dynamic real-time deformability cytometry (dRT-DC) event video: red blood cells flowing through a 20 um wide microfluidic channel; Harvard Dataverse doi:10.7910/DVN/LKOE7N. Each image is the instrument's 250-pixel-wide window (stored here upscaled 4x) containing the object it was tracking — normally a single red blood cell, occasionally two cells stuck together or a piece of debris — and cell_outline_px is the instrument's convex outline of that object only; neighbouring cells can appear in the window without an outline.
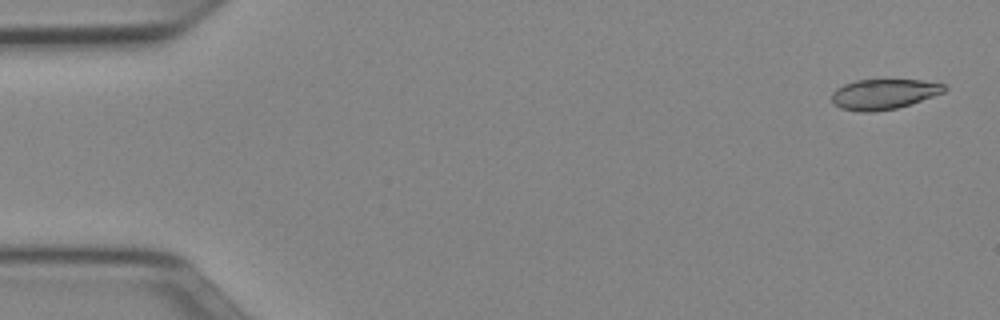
{"species": "Egyptian fruit bat (a non-hibernating species)", "species_latin": "Rousettus aegyptiacus", "temperature_condition": "cold", "stored_images_in_passage": 51, "camera_frame_rate_fps": 3000, "um_per_image_px": 0.085, "animal": {"sex": "female"}, "frame": {"image": 1, "passage_image": 2, "time_ms": 0.333, "image_size_px": [1000, 320], "cell_outline_px": [[948, 88], [944, 92], [896, 108], [872, 112], [860, 112], [840, 108], [832, 104], [832, 92], [836, 88], [844, 84], [856, 80], [920, 80], [944, 84]], "centroid_in_image_um": [75.07, 8.0], "position_along_channel_um": 9.9, "area_um2": 19.71}}
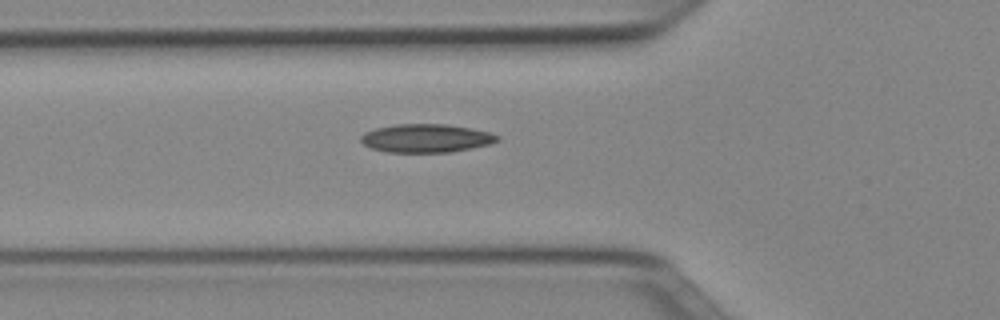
{"frame": {"image": 2, "passage_image": 18, "time_ms": 5.667, "image_size_px": [1000, 320], "cell_outline_px": [[500, 140], [488, 144], [472, 148], [448, 152], [388, 152], [372, 148], [364, 144], [360, 140], [360, 136], [364, 132], [376, 128], [396, 124], [448, 124], [472, 128], [488, 132], [500, 136]], "centroid_in_image_um": [36.22, 11.74], "position_along_channel_um": 89.6, "area_um2": 22.54}}
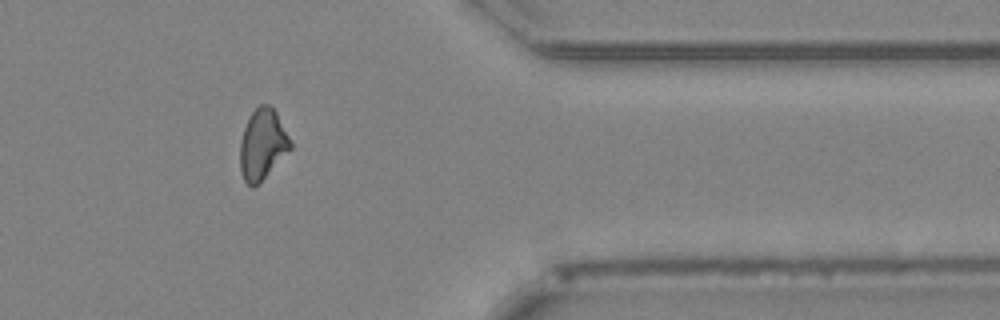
{"frame": {"image": 3, "passage_image": 42, "time_ms": 13.667, "image_size_px": [1000, 320], "cell_outline_px": [[292, 148], [260, 184], [252, 188], [244, 180], [240, 172], [240, 140], [244, 128], [252, 112], [260, 104], [268, 104], [276, 112], [292, 144]], "centroid_in_image_um": [22.3, 12.32], "position_along_channel_um": 389.1, "area_um2": 20.75}, "authors_computed_cell_mechanics": {"area_um2": 20.8658, "velocity_mm_per_s": 3.9662, "shape_relaxation_time_tau1_ms": null, "shape_relaxation_time_tau2_ms": 4.2327, "deformation_change_tau1": null, "deformation_change_tau2": 0.1101}}